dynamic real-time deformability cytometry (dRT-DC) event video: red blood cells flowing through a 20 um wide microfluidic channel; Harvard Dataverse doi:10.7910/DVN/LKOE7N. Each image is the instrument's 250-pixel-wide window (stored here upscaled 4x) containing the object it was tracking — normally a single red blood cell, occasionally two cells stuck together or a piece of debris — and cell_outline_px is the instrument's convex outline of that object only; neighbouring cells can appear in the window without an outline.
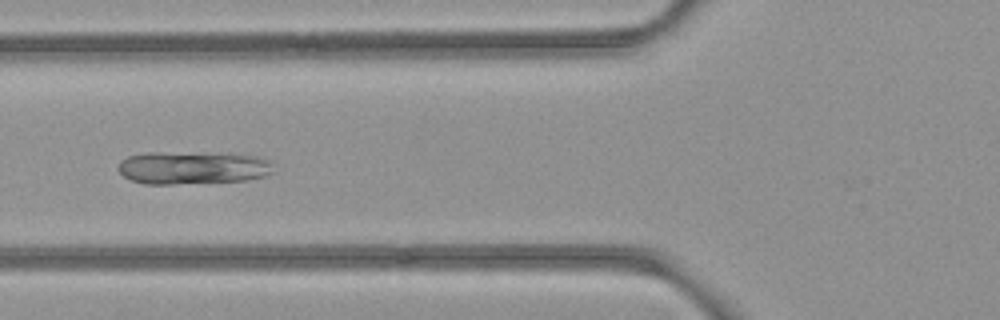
{"species": "common noctule bat (a hibernating species)", "species_latin": "Nyctalus noctula", "temperature_condition": "room temperature", "stored_images_in_passage": 5, "camera_frame_rate_fps": 3000, "um_per_image_px": 0.085, "animal": {"sex": "female", "body_mass_g": 21.9}, "frame": {"image": 1, "passage_image": 5, "time_ms": 1.333, "image_size_px": [1000, 320], "cell_outline_px": [[276, 172], [268, 176], [248, 180], [172, 184], [144, 184], [132, 180], [124, 176], [116, 168], [120, 160], [128, 156], [148, 152], [160, 152], [256, 156], [272, 160]], "centroid_in_image_um": [16.41, 14.27], "position_along_channel_um": 109.4, "area_um2": 29.77}}